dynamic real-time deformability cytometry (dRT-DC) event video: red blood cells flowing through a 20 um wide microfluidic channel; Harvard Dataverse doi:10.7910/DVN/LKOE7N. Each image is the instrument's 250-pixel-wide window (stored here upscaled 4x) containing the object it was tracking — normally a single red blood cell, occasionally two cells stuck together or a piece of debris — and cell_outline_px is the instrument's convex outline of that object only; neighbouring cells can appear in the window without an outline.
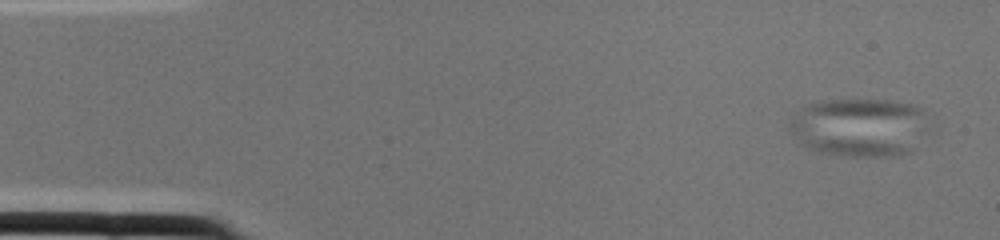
{"species": "common noctule bat (a hibernating species)", "species_latin": "Nyctalus noctula", "temperature_condition": "cold", "stored_images_in_passage": 2, "camera_frame_rate_fps": 3000, "um_per_image_px": 0.085, "animal": {"sex": "female", "body_mass_g": 22.0, "forearm_length_mm": 56.7}, "frame": {"image": 1, "passage_image": 1, "time_ms": 0.0, "image_size_px": [1000, 240], "cell_outline_px": [[924, 112], [912, 152], [900, 156], [840, 156], [820, 152], [808, 148], [800, 144], [788, 132], [788, 120], [792, 112], [804, 104], [820, 100], [892, 100], [912, 104], [920, 108]], "centroid_in_image_um": [72.84, 10.81], "position_along_channel_um": 12.2, "area_um2": 47.51}}